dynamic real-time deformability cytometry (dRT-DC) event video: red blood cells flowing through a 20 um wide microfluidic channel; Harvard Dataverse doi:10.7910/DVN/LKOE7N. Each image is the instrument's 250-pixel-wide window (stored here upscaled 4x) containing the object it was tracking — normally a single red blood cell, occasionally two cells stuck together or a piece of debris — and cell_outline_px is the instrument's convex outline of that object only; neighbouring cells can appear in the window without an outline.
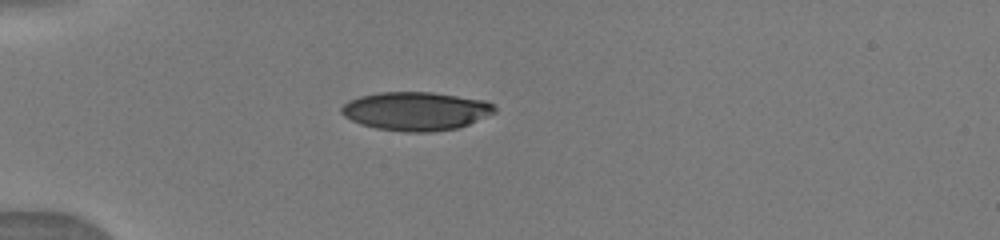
{"species": "human", "species_latin": "Homo sapiens", "temperature_condition": "warm", "stored_images_in_passage": 12, "camera_frame_rate_fps": 3000, "um_per_image_px": 0.085, "donor": {"sex": "male"}, "frame": {"image": 1, "passage_image": 1, "time_ms": 0.0, "image_size_px": [1000, 240], "cell_outline_px": [[496, 112], [468, 124], [456, 128], [432, 132], [408, 132], [376, 128], [360, 124], [344, 116], [340, 112], [340, 108], [348, 100], [360, 96], [380, 92], [432, 92], [484, 100], [492, 104], [496, 108]], "centroid_in_image_um": [35.32, 9.44], "position_along_channel_um": 49.7, "area_um2": 34.33}}
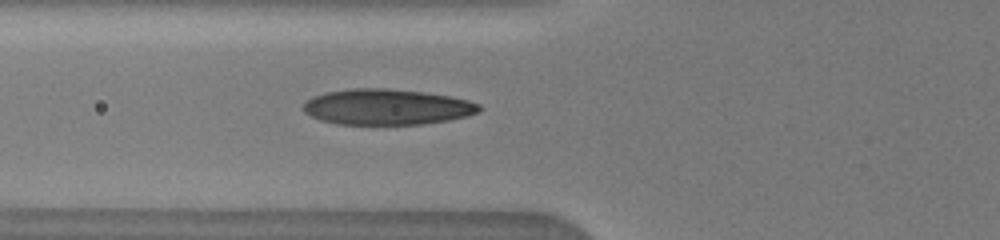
{"frame": {"image": 2, "passage_image": 6, "time_ms": 1.667, "image_size_px": [1000, 240], "cell_outline_px": [[480, 108], [476, 112], [468, 116], [448, 120], [420, 124], [336, 124], [320, 120], [304, 112], [304, 104], [312, 96], [324, 92], [352, 88], [384, 88], [424, 92], [452, 96], [468, 100], [480, 104]], "centroid_in_image_um": [32.87, 9.08], "position_along_channel_um": 92.9, "area_um2": 36.59}}
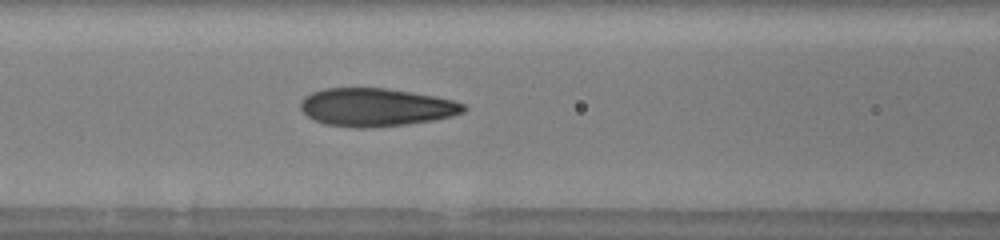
{"frame": {"image": 3, "passage_image": 9, "time_ms": 2.667, "image_size_px": [1000, 240], "cell_outline_px": [[468, 108], [464, 112], [452, 116], [432, 120], [408, 124], [372, 128], [356, 128], [324, 124], [308, 116], [300, 108], [300, 100], [304, 96], [312, 92], [324, 88], [384, 88], [436, 96], [452, 100], [464, 104]], "centroid_in_image_um": [31.95, 9.12], "position_along_channel_um": 134.6, "area_um2": 36.3}}